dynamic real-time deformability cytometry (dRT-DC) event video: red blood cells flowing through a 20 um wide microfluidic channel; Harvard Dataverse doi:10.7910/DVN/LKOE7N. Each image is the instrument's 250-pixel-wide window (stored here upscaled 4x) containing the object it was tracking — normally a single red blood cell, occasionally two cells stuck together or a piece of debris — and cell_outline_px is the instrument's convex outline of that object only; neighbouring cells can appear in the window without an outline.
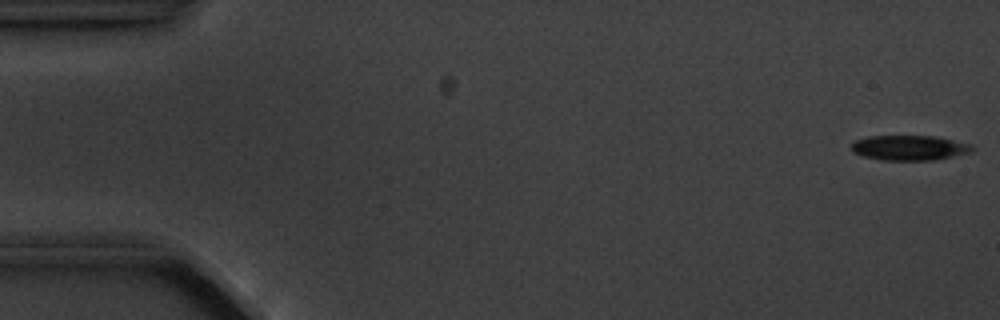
{"species": "common noctule bat (a hibernating species)", "species_latin": "Nyctalus noctula", "temperature_condition": "cold", "stored_images_in_passage": 5, "camera_frame_rate_fps": 3000, "um_per_image_px": 0.085, "animal": {"sex": "male", "body_mass_g": 20.1, "forearm_length_mm": 53.5}, "frame": {"image": 1, "passage_image": 1, "time_ms": 0.0, "image_size_px": [1000, 320], "cell_outline_px": [[976, 148], [972, 152], [936, 160], [884, 160], [864, 156], [852, 152], [852, 144], [856, 140], [868, 136], [936, 136], [972, 144]], "centroid_in_image_um": [77.36, 12.56], "position_along_channel_um": 7.6, "area_um2": 17.69}}